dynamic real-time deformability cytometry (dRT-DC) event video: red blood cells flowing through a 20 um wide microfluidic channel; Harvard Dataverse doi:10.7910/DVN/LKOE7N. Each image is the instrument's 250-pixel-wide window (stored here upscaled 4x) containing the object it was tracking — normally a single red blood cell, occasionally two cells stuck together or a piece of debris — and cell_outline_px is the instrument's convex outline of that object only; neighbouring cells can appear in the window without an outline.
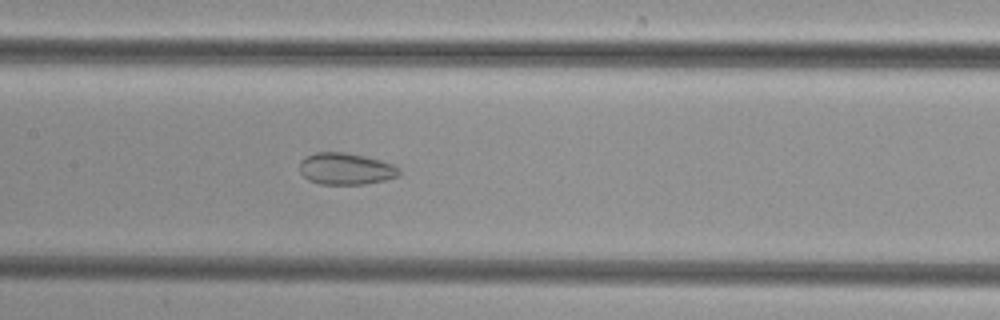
{"species": "common noctule bat (a hibernating species)", "species_latin": "Nyctalus noctula", "temperature_condition": "cold", "stored_images_in_passage": 50, "camera_frame_rate_fps": 3000, "um_per_image_px": 0.085, "animal": {"sex": "female", "body_mass_g": 29.2, "forearm_length_mm": 56.3}, "frame": {"image": 1, "passage_image": 24, "time_ms": 7.667, "image_size_px": [1000, 320], "cell_outline_px": [[400, 176], [384, 180], [364, 184], [320, 184], [308, 180], [300, 172], [300, 160], [316, 152], [344, 152], [364, 156], [380, 160], [392, 164], [400, 168]], "centroid_in_image_um": [29.4, 14.35], "position_along_channel_um": 178.0, "area_um2": 18.38}}
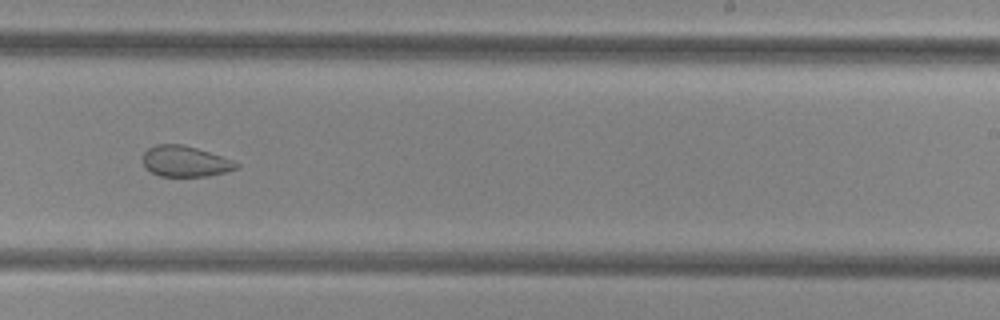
{"frame": {"image": 2, "passage_image": 31, "time_ms": 10.0, "image_size_px": [1000, 320], "cell_outline_px": [[240, 168], [208, 176], [160, 176], [144, 168], [140, 156], [148, 148], [156, 144], [180, 144], [196, 148], [232, 160], [240, 164]], "centroid_in_image_um": [15.69, 13.71], "position_along_channel_um": 273.3, "area_um2": 16.88}}
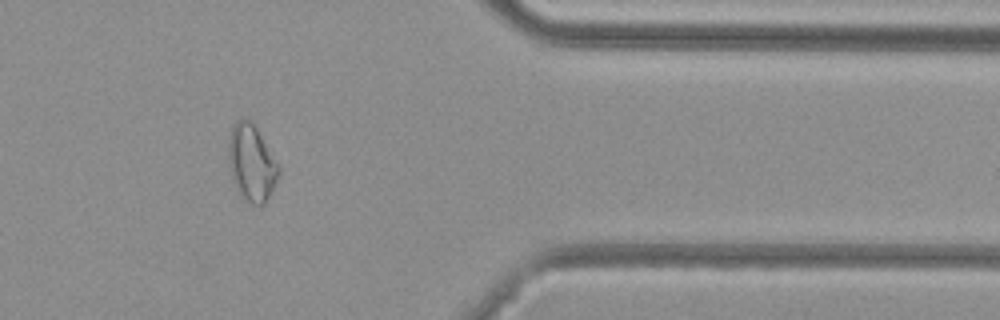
{"frame": {"image": 3, "passage_image": 41, "time_ms": 13.333, "image_size_px": [1000, 320], "cell_outline_px": [[280, 172], [264, 204], [252, 204], [240, 196], [232, 180], [228, 156], [228, 136], [236, 120], [244, 116], [252, 120], [280, 168]], "centroid_in_image_um": [21.34, 13.79], "position_along_channel_um": 390.1, "area_um2": 22.31}}